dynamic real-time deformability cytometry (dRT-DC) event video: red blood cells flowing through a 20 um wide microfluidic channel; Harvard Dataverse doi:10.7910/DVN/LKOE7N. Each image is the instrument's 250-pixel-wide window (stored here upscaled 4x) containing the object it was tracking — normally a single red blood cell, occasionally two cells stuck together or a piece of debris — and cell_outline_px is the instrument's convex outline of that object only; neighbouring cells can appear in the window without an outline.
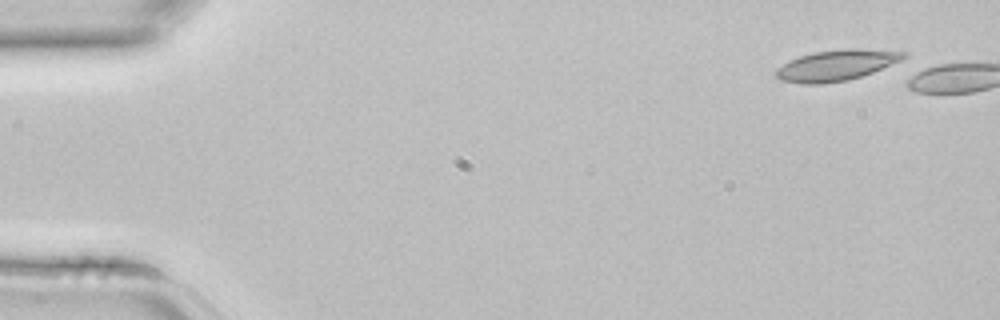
{"species": "common noctule bat (a hibernating species)", "species_latin": "Nyctalus noctula", "temperature_condition": "room temperature", "stored_images_in_passage": 4, "camera_frame_rate_fps": 3000, "um_per_image_px": 0.085, "animal": {"sex": "female", "body_mass_g": 22.7, "forearm_length_mm": 54.2}, "frame": {"image": 1, "passage_image": 1, "time_ms": 0.0, "image_size_px": [1000, 320], "cell_outline_px": [[908, 56], [900, 60], [872, 72], [848, 80], [824, 84], [800, 84], [780, 80], [776, 76], [776, 68], [800, 56], [816, 52], [852, 48], [860, 48], [908, 52]], "centroid_in_image_um": [71.09, 5.55], "position_along_channel_um": 13.9, "area_um2": 22.66}}
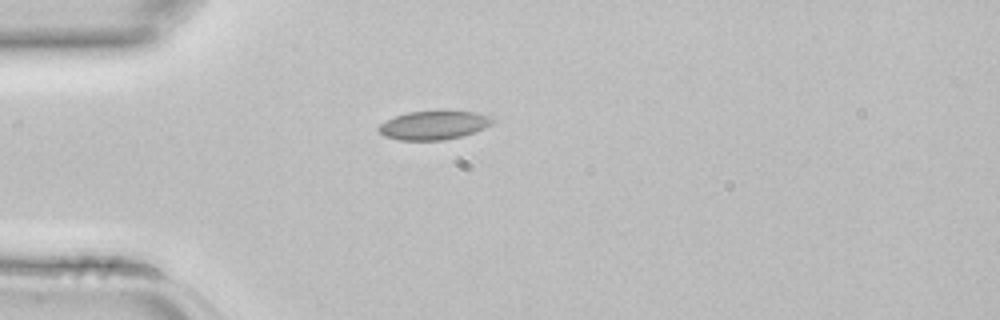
{"frame": {"image": 2, "passage_image": 4, "time_ms": 1.0, "image_size_px": [1000, 320], "cell_outline_px": [[492, 124], [476, 132], [444, 140], [400, 140], [384, 136], [376, 128], [380, 124], [396, 116], [408, 112], [476, 112], [488, 116], [492, 120]], "centroid_in_image_um": [36.84, 10.66], "position_along_channel_um": 48.2, "area_um2": 18.61}}